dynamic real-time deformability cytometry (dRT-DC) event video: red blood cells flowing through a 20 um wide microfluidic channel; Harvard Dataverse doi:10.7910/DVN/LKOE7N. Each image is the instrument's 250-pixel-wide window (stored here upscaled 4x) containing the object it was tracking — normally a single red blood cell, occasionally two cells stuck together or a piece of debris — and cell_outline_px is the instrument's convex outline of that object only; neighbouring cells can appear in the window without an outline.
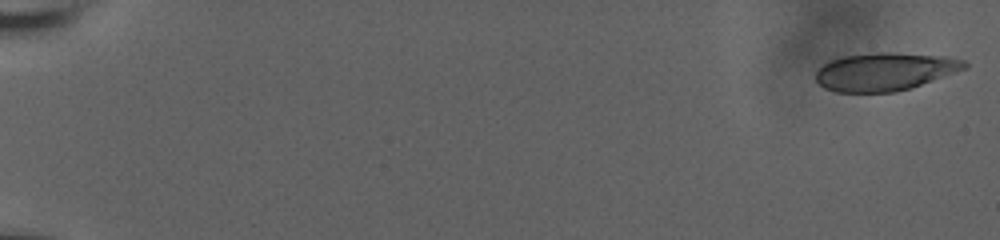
{"species": "human", "species_latin": "Homo sapiens", "temperature_condition": "room temperature", "stored_images_in_passage": 58, "camera_frame_rate_fps": 3000, "um_per_image_px": 0.085, "donor": {"sex": "male"}, "frame": {"image": 1, "passage_image": 1, "time_ms": 0.0, "image_size_px": [1000, 240], "cell_outline_px": [[968, 68], [912, 88], [892, 92], [836, 92], [824, 88], [816, 80], [816, 72], [824, 64], [832, 60], [844, 56], [868, 52], [892, 52], [948, 56], [964, 60], [968, 64]], "centroid_in_image_um": [75.26, 6.08], "position_along_channel_um": 9.7, "area_um2": 33.18}}
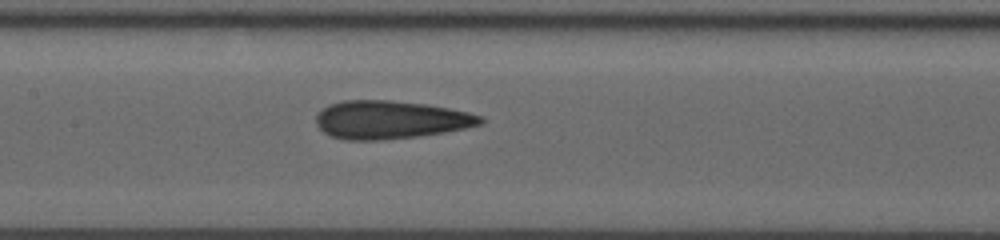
{"frame": {"image": 2, "passage_image": 31, "time_ms": 10.0, "image_size_px": [1000, 240], "cell_outline_px": [[484, 124], [444, 132], [416, 136], [380, 140], [344, 140], [332, 136], [324, 132], [316, 124], [316, 116], [320, 108], [328, 104], [344, 100], [388, 100], [428, 104], [468, 112], [480, 116], [484, 120]], "centroid_in_image_um": [33.15, 10.17], "position_along_channel_um": 174.3, "area_um2": 36.59}}
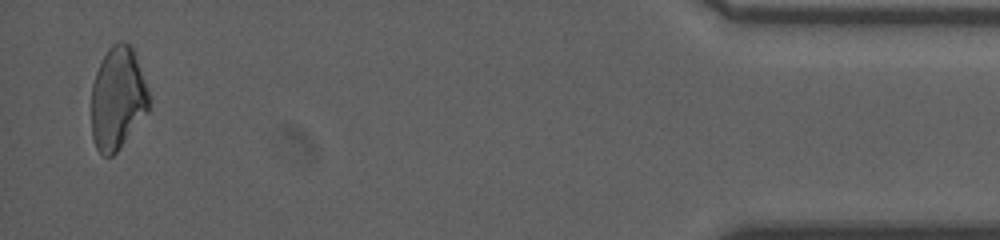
{"frame": {"image": 3, "passage_image": 57, "time_ms": 18.667, "image_size_px": [1000, 240], "cell_outline_px": [[152, 100], [148, 112], [116, 152], [112, 156], [104, 156], [96, 148], [92, 140], [92, 84], [96, 72], [108, 48], [112, 44], [120, 40], [132, 44], [148, 88]], "centroid_in_image_um": [10.03, 8.34], "position_along_channel_um": 425.2, "area_um2": 34.8}, "authors_computed_cell_mechanics": {"area_um2": 35.0268, "velocity_mm_per_s": 3.7347, "shape_relaxation_time_tau1_ms": 7.6825, "shape_relaxation_time_tau2_ms": 3.2872, "deformation_change_tau1": 0.1428, "deformation_change_tau2": 0.1143}}